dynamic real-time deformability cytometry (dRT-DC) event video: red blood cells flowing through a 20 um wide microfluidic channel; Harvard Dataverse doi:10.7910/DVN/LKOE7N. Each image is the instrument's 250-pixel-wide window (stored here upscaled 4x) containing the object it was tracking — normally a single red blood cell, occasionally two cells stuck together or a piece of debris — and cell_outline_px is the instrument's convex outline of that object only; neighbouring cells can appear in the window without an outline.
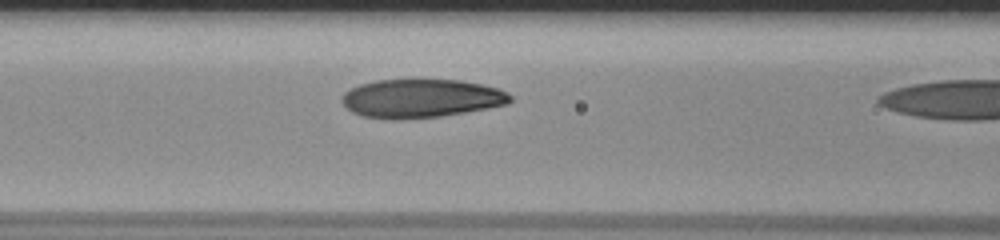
{"species": "human", "species_latin": "Homo sapiens", "temperature_condition": "room temperature", "stored_images_in_passage": 10, "camera_frame_rate_fps": 3000, "um_per_image_px": 0.085, "donor": {"sex": "male"}, "frame": {"image": 1, "passage_image": 9, "time_ms": 2.667, "image_size_px": [1000, 240], "cell_outline_px": [[512, 100], [508, 104], [488, 108], [440, 116], [396, 120], [392, 120], [364, 116], [352, 112], [340, 100], [340, 96], [344, 92], [360, 84], [376, 80], [460, 80], [500, 88], [508, 92], [512, 96]], "centroid_in_image_um": [35.8, 8.36], "position_along_channel_um": 130.8, "area_um2": 37.92}}